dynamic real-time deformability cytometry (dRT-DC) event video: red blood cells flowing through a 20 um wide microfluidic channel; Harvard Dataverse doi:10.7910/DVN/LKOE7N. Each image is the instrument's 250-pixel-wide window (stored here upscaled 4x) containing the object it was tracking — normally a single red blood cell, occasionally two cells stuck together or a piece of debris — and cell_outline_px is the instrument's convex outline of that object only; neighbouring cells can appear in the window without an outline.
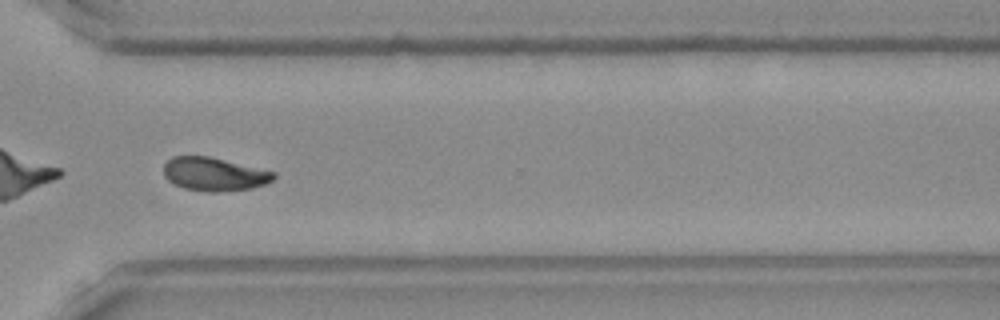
{"species": "Egyptian fruit bat (a non-hibernating species)", "species_latin": "Rousettus aegyptiacus", "temperature_condition": "room temperature", "stored_images_in_passage": 52, "camera_frame_rate_fps": 3000, "um_per_image_px": 0.085, "frame": {"image": 1, "passage_image": 37, "time_ms": 12.0, "image_size_px": [1000, 320], "cell_outline_px": [[276, 176], [272, 180], [264, 184], [252, 188], [216, 192], [208, 192], [184, 188], [168, 180], [164, 176], [164, 164], [172, 156], [208, 156], [276, 172]], "centroid_in_image_um": [18.2, 14.8], "position_along_channel_um": 352.4, "area_um2": 21.27}, "authors_computed_cell_mechanics": {"area_um2": 21.2993, "velocity_mm_per_s": 3.9381, "shape_relaxation_time_tau1_ms": 4.4505, "shape_relaxation_time_tau2_ms": 6.7659, "deformation_change_tau1": 0.1278, "deformation_change_tau2": 0.1152}}